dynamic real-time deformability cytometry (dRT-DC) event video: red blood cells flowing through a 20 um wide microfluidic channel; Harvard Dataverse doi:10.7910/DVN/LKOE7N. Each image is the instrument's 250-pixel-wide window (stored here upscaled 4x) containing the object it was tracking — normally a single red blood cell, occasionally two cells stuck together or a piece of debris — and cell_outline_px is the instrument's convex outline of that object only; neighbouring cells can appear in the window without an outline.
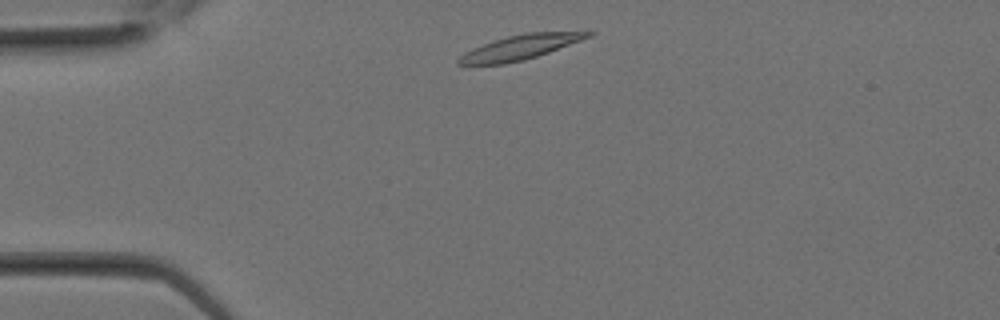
{"species": "Egyptian fruit bat (a non-hibernating species)", "species_latin": "Rousettus aegyptiacus", "temperature_condition": "room temperature", "stored_images_in_passage": 10, "camera_frame_rate_fps": 3000, "um_per_image_px": 0.085, "animal": {"sex": "female"}, "frame": {"image": 1, "passage_image": 1, "time_ms": 0.0, "image_size_px": [1000, 320], "cell_outline_px": [[596, 32], [592, 36], [548, 52], [524, 60], [504, 64], [456, 64], [456, 60], [464, 52], [472, 48], [508, 36], [528, 32]], "centroid_in_image_um": [44.18, 4.02], "position_along_channel_um": 40.8, "area_um2": 18.15}}
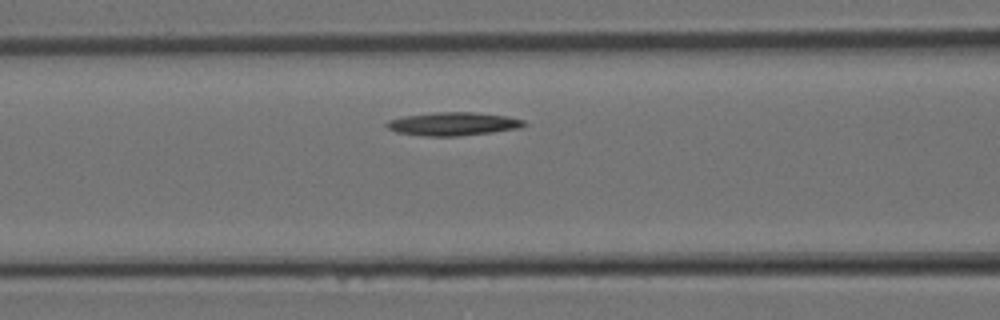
{"frame": {"image": 2, "passage_image": 6, "time_ms": 1.667, "image_size_px": [1000, 320], "cell_outline_px": [[528, 124], [520, 128], [492, 132], [456, 136], [424, 136], [396, 132], [388, 128], [384, 124], [388, 120], [404, 116], [436, 112], [476, 112], [508, 116], [524, 120]], "centroid_in_image_um": [38.53, 10.52], "position_along_channel_um": 128.1, "area_um2": 18.73}}
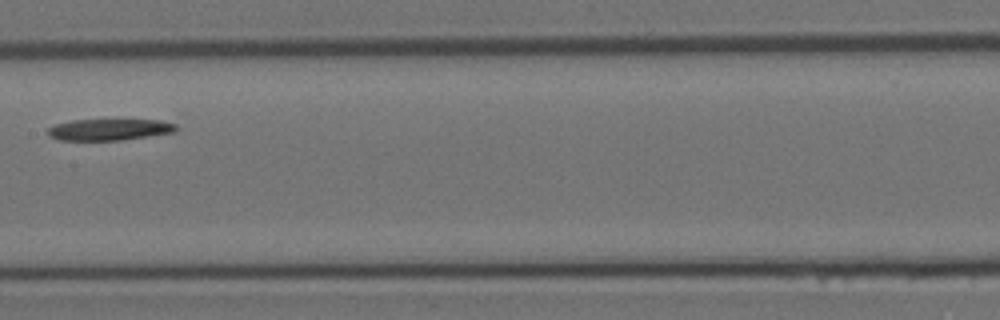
{"frame": {"image": 3, "passage_image": 9, "time_ms": 2.667, "image_size_px": [1000, 320], "cell_outline_px": [[176, 132], [120, 140], [60, 140], [48, 136], [48, 128], [56, 124], [72, 120], [160, 120], [176, 124]], "centroid_in_image_um": [9.29, 11.01], "position_along_channel_um": 198.1, "area_um2": 15.9}}